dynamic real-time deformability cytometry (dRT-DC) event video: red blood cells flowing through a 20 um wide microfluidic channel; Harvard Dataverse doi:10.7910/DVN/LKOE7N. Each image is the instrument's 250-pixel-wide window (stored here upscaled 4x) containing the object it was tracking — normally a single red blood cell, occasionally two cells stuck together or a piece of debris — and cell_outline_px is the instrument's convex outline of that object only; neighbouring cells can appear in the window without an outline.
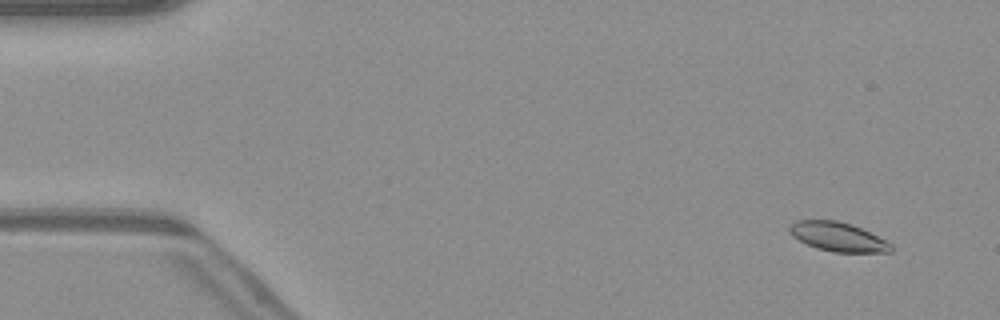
{"species": "common noctule bat (a hibernating species)", "species_latin": "Nyctalus noctula", "temperature_condition": "warm", "stored_images_in_passage": 52, "camera_frame_rate_fps": 3000, "um_per_image_px": 0.085, "animal": {"sex": "male", "body_mass_g": 23.1, "forearm_length_mm": 52.7}, "frame": {"image": 1, "passage_image": 4, "time_ms": 1.0, "image_size_px": [1000, 320], "cell_outline_px": [[892, 252], [832, 252], [816, 248], [792, 236], [788, 232], [788, 228], [796, 220], [836, 220], [852, 224], [892, 244]], "centroid_in_image_um": [71.19, 20.12], "position_along_channel_um": 13.8, "area_um2": 17.05}}
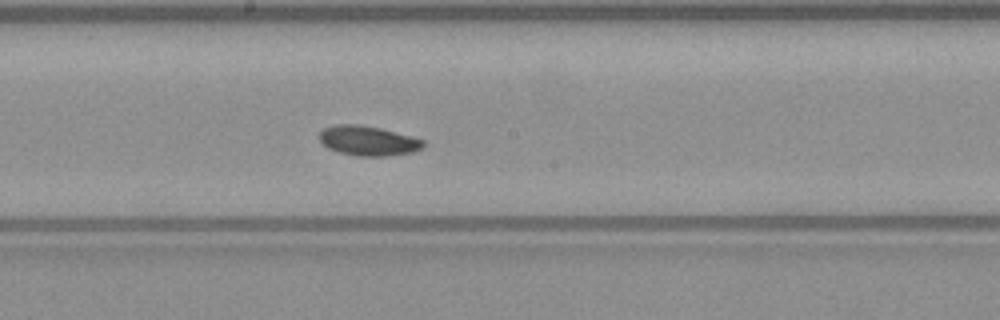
{"frame": {"image": 2, "passage_image": 28, "time_ms": 9.0, "image_size_px": [1000, 320], "cell_outline_px": [[424, 148], [412, 152], [384, 156], [356, 156], [340, 152], [328, 148], [320, 140], [320, 132], [324, 128], [336, 124], [356, 124], [380, 128], [412, 136], [424, 140]], "centroid_in_image_um": [31.31, 11.96], "position_along_channel_um": 216.9, "area_um2": 17.92}}
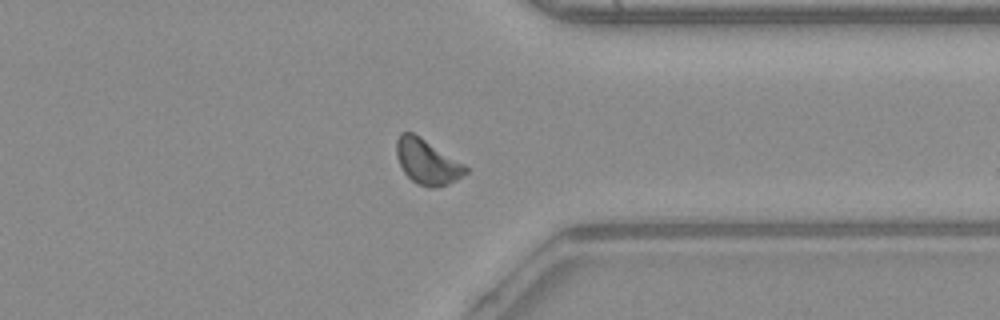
{"frame": {"image": 3, "passage_image": 40, "time_ms": 13.0, "image_size_px": [1000, 320], "cell_outline_px": [[468, 172], [456, 180], [448, 184], [432, 188], [428, 188], [416, 184], [404, 172], [396, 156], [396, 140], [400, 132], [412, 132], [464, 164], [468, 168]], "centroid_in_image_um": [36.29, 13.76], "position_along_channel_um": 375.1, "area_um2": 17.98}, "authors_computed_cell_mechanics": {"area_um2": 17.7157, "velocity_mm_per_s": 4.0683, "shape_relaxation_time_tau1_ms": 2.7938, "shape_relaxation_time_tau2_ms": 3.5613, "deformation_change_tau1": 0.0973, "deformation_change_tau2": 0.0709}}